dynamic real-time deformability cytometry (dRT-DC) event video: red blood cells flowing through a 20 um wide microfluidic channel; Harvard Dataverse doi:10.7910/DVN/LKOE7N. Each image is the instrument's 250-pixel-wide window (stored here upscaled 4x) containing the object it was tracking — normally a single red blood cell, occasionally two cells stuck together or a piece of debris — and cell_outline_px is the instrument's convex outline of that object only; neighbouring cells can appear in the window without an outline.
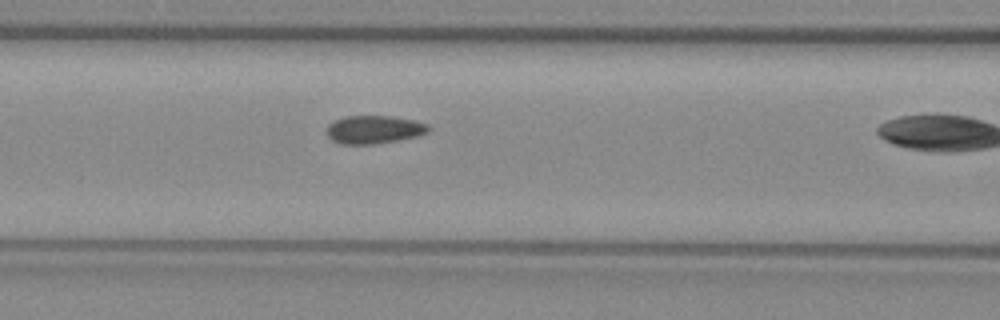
{"species": "common noctule bat (a hibernating species)", "species_latin": "Nyctalus noctula", "temperature_condition": "warm", "stored_images_in_passage": 14, "camera_frame_rate_fps": 3000, "um_per_image_px": 0.085, "animal": {"sex": "female", "body_mass_g": 29.2, "forearm_length_mm": 56.3}, "frame": {"image": 1, "passage_image": 7, "time_ms": 2.0, "image_size_px": [1000, 320], "cell_outline_px": [[432, 128], [428, 132], [416, 136], [376, 144], [340, 144], [332, 140], [324, 132], [328, 124], [332, 120], [344, 116], [392, 116], [416, 120], [428, 124]], "centroid_in_image_um": [31.76, 11.0], "position_along_channel_um": 134.8, "area_um2": 16.99}}